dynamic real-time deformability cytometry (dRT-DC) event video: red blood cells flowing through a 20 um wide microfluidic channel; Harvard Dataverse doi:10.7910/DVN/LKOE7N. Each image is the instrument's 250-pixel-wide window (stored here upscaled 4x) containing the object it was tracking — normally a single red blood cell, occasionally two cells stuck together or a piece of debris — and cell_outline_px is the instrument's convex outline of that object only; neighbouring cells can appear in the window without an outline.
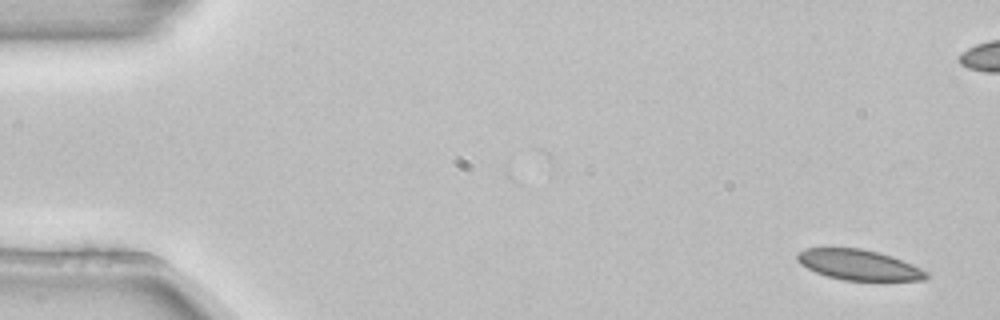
{"species": "common noctule bat (a hibernating species)", "species_latin": "Nyctalus noctula", "temperature_condition": "room temperature", "stored_images_in_passage": 2, "camera_frame_rate_fps": 3000, "um_per_image_px": 0.085, "animal": {"sex": "female", "body_mass_g": 22.7, "forearm_length_mm": 54.2}, "frame": {"image": 1, "passage_image": 2, "time_ms": 0.333, "image_size_px": [1000, 320], "cell_outline_px": [[928, 276], [924, 280], [844, 280], [828, 276], [816, 272], [800, 264], [796, 260], [796, 252], [804, 248], [860, 248], [892, 256], [912, 264], [928, 272]], "centroid_in_image_um": [72.96, 22.5], "position_along_channel_um": 12.0, "area_um2": 22.72}}